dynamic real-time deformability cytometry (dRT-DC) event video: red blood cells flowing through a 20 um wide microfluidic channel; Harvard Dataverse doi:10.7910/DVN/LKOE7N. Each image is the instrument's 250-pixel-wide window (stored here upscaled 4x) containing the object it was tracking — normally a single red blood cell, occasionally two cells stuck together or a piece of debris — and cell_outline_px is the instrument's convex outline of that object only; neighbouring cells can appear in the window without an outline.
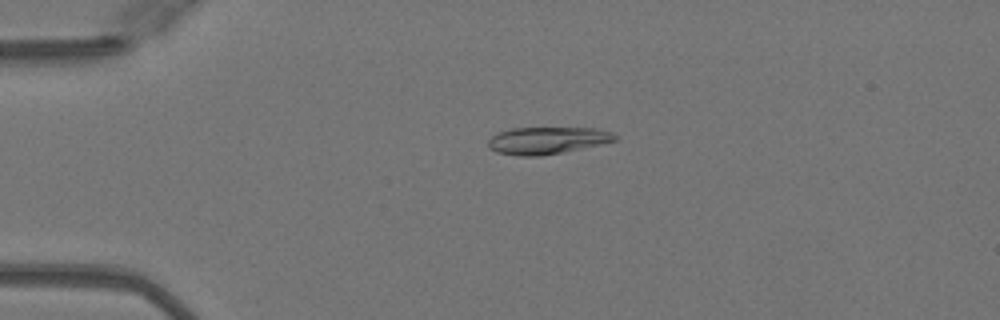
{"species": "Egyptian fruit bat (a non-hibernating species)", "species_latin": "Rousettus aegyptiacus", "temperature_condition": "warm", "stored_images_in_passage": 13, "camera_frame_rate_fps": 3000, "um_per_image_px": 0.085, "animal": {"sex": "female"}, "frame": {"image": 1, "passage_image": 7, "time_ms": 2.0, "image_size_px": [1000, 320], "cell_outline_px": [[620, 136], [616, 140], [600, 144], [564, 152], [540, 156], [520, 156], [496, 152], [488, 148], [488, 140], [496, 132], [512, 128], [596, 128], [612, 132]], "centroid_in_image_um": [46.5, 11.93], "position_along_channel_um": 38.5, "area_um2": 20.17}}